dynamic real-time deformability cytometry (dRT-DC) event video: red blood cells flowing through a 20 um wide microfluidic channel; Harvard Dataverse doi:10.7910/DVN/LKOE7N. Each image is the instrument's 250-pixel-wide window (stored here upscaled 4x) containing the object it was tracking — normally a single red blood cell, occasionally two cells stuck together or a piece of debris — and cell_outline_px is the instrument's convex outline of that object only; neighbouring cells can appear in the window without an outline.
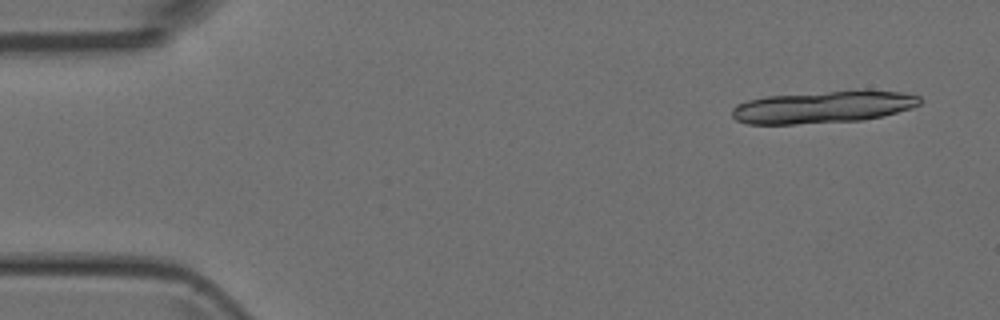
{"species": "Egyptian fruit bat (a non-hibernating species)", "species_latin": "Rousettus aegyptiacus", "temperature_condition": "room temperature", "stored_images_in_passage": 13, "camera_frame_rate_fps": 3000, "um_per_image_px": 0.085, "animal": {"sex": "female"}, "frame": {"image": 1, "passage_image": 1, "time_ms": 0.0, "image_size_px": [1000, 320], "cell_outline_px": [[924, 100], [920, 104], [912, 108], [880, 116], [860, 120], [796, 124], [748, 124], [736, 120], [732, 116], [732, 108], [736, 104], [748, 100], [768, 96], [856, 88], [864, 88], [904, 92], [920, 96]], "centroid_in_image_um": [70.03, 9.06], "position_along_channel_um": 15.0, "area_um2": 36.07}}